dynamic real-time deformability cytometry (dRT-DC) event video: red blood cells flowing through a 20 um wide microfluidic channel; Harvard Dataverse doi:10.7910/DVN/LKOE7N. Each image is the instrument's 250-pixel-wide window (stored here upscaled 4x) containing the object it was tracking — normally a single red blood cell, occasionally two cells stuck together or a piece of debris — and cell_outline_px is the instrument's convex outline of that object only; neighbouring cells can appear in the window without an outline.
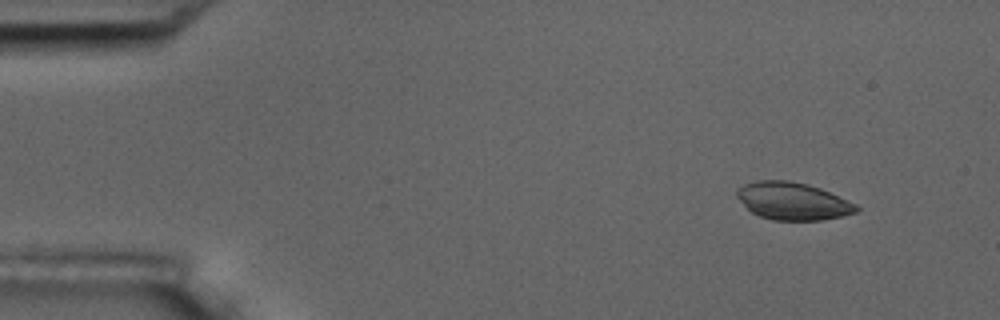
{"species": "common noctule bat (a hibernating species)", "species_latin": "Nyctalus noctula", "temperature_condition": "room temperature", "stored_images_in_passage": 4, "camera_frame_rate_fps": 3000, "um_per_image_px": 0.085, "animal": {"sex": "male", "body_mass_g": 17.5, "forearm_length_mm": 52.3}, "frame": {"image": 1, "passage_image": 1, "time_ms": 0.0, "image_size_px": [1000, 320], "cell_outline_px": [[860, 208], [856, 212], [844, 216], [824, 220], [772, 220], [760, 216], [752, 212], [736, 196], [736, 188], [744, 184], [756, 180], [788, 180], [808, 184], [820, 188], [848, 200], [856, 204]], "centroid_in_image_um": [67.39, 17.09], "position_along_channel_um": 17.6, "area_um2": 26.18}}
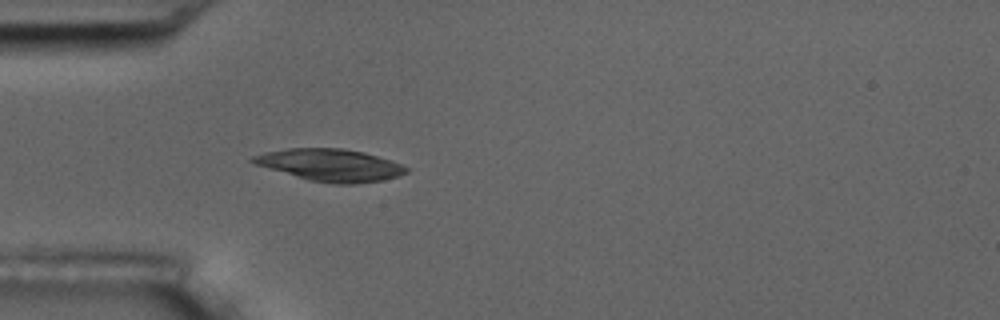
{"frame": {"image": 2, "passage_image": 4, "time_ms": 1.0, "image_size_px": [1000, 320], "cell_outline_px": [[408, 172], [384, 180], [352, 184], [332, 184], [308, 180], [268, 168], [256, 164], [248, 160], [252, 156], [264, 152], [288, 148], [344, 148], [364, 152], [392, 160], [404, 164], [408, 168]], "centroid_in_image_um": [28.09, 14.02], "position_along_channel_um": 56.9, "area_um2": 28.9}}